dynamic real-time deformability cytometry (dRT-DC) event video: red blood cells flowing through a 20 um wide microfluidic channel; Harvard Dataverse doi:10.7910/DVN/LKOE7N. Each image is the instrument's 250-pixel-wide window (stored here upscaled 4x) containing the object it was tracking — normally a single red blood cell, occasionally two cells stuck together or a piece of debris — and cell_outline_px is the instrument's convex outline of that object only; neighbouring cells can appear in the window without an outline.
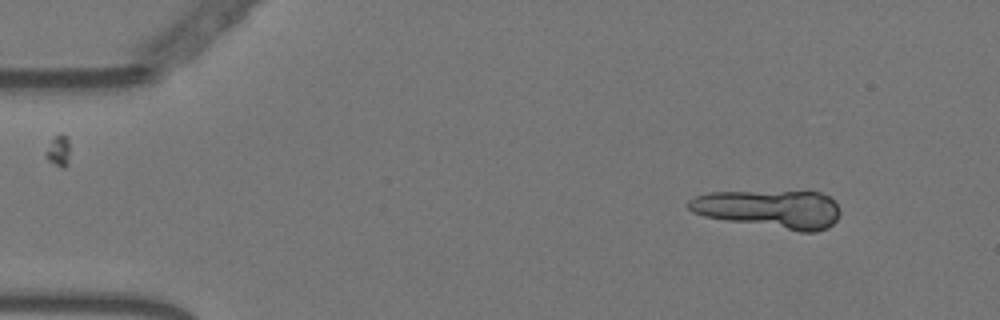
{"species": "Egyptian fruit bat (a non-hibernating species)", "species_latin": "Rousettus aegyptiacus", "temperature_condition": "warm", "stored_images_in_passage": 41, "camera_frame_rate_fps": 3000, "um_per_image_px": 0.085, "animal": {"sex": "female"}, "frame": {"image": 1, "passage_image": 5, "time_ms": 1.333, "image_size_px": [1000, 320], "cell_outline_px": [[840, 212], [836, 220], [828, 228], [816, 232], [800, 232], [704, 216], [692, 212], [688, 208], [688, 200], [696, 196], [708, 192], [820, 192], [828, 196], [836, 204]], "centroid_in_image_um": [65.43, 17.78], "position_along_channel_um": 19.6, "area_um2": 33.52}}